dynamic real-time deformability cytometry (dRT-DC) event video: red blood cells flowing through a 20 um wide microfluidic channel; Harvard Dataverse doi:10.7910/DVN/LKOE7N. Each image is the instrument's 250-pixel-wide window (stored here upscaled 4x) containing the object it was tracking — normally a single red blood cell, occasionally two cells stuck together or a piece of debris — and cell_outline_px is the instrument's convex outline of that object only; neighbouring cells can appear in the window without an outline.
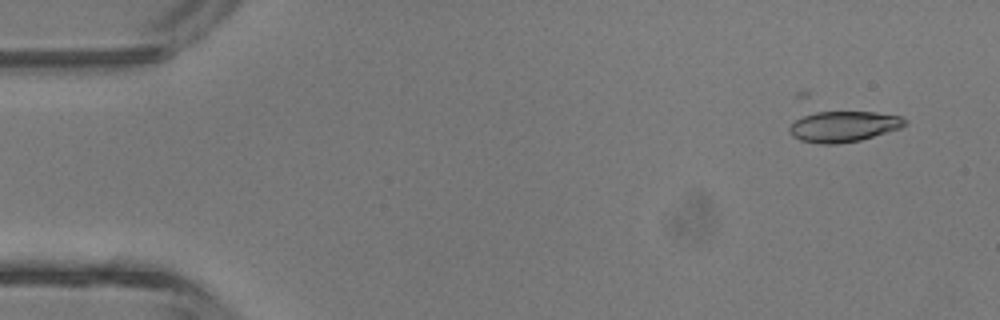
{"species": "common noctule bat (a hibernating species)", "species_latin": "Nyctalus noctula", "temperature_condition": "room temperature", "stored_images_in_passage": 39, "camera_frame_rate_fps": 3000, "um_per_image_px": 0.085, "animal": {"sex": "male", "body_mass_g": 13.3}, "frame": {"image": 1, "passage_image": 2, "time_ms": 0.333, "image_size_px": [1000, 320], "cell_outline_px": [[908, 124], [900, 128], [860, 140], [836, 144], [820, 144], [800, 140], [792, 136], [788, 132], [788, 128], [796, 120], [804, 116], [816, 112], [876, 112], [900, 116], [908, 120]], "centroid_in_image_um": [71.71, 10.75], "position_along_channel_um": 13.3, "area_um2": 20.63}}
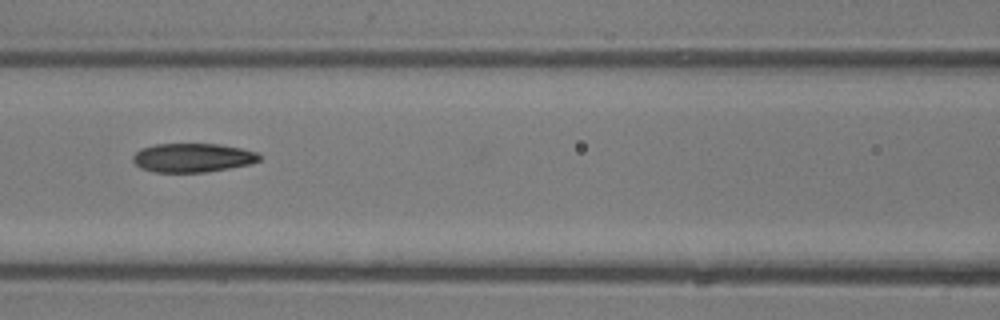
{"frame": {"image": 2, "passage_image": 18, "time_ms": 5.667, "image_size_px": [1000, 320], "cell_outline_px": [[260, 160], [252, 164], [204, 172], [152, 172], [140, 168], [132, 160], [132, 156], [140, 148], [156, 144], [220, 144], [240, 148], [256, 152], [260, 156]], "centroid_in_image_um": [16.35, 13.4], "position_along_channel_um": 150.3, "area_um2": 21.33}}
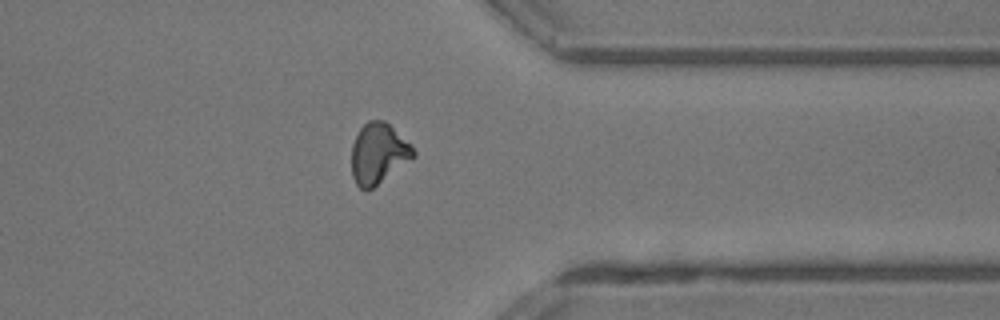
{"frame": {"image": 3, "passage_image": 33, "time_ms": 10.667, "image_size_px": [1000, 320], "cell_outline_px": [[416, 156], [372, 188], [364, 192], [356, 184], [352, 176], [352, 144], [360, 128], [368, 120], [384, 120], [412, 144], [416, 152]], "centroid_in_image_um": [32.17, 13.05], "position_along_channel_um": 379.2, "area_um2": 21.85}, "authors_computed_cell_mechanics": {"area_um2": 21.675, "velocity_mm_per_s": 4.7497, "shape_relaxation_time_tau1_ms": 5.5739, "shape_relaxation_time_tau2_ms": 2.412, "deformation_change_tau1": 0.1857, "deformation_change_tau2": 0.0898}}